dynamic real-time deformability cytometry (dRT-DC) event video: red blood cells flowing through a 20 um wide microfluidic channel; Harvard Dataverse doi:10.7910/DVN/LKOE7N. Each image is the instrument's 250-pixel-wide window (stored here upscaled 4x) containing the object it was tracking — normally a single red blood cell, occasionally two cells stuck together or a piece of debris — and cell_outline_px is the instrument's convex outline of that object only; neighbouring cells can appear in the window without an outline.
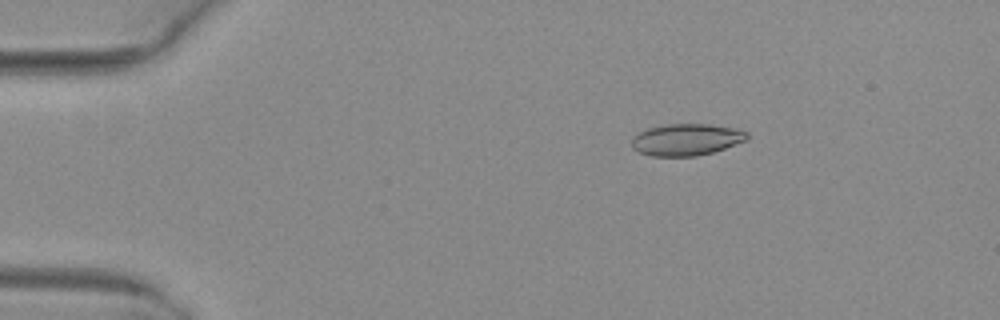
{"species": "common noctule bat (a hibernating species)", "species_latin": "Nyctalus noctula", "temperature_condition": "warm", "stored_images_in_passage": 4, "camera_frame_rate_fps": 3000, "um_per_image_px": 0.085, "animal": {"sex": "female", "body_mass_g": 29.2, "forearm_length_mm": 56.3}, "frame": {"image": 1, "passage_image": 2, "time_ms": 0.333, "image_size_px": [1000, 320], "cell_outline_px": [[748, 140], [712, 152], [696, 156], [652, 156], [640, 152], [632, 148], [632, 136], [648, 128], [668, 124], [708, 124], [736, 128], [748, 132]], "centroid_in_image_um": [58.35, 11.86], "position_along_channel_um": 26.6, "area_um2": 21.33}}